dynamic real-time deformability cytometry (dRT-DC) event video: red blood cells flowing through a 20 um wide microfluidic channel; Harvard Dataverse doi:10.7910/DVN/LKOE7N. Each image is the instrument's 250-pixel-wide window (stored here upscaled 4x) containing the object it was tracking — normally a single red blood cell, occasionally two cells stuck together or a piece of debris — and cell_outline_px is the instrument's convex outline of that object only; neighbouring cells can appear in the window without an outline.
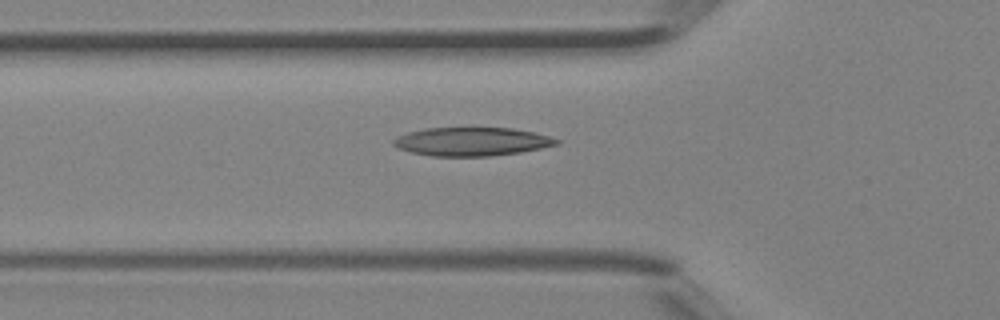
{"species": "Egyptian fruit bat (a non-hibernating species)", "species_latin": "Rousettus aegyptiacus", "temperature_condition": "room temperature", "stored_images_in_passage": 29, "camera_frame_rate_fps": 3000, "um_per_image_px": 0.085, "animal": {"sex": "female"}, "frame": {"image": 1, "passage_image": 2, "time_ms": 0.333, "image_size_px": [1000, 320], "cell_outline_px": [[560, 144], [520, 152], [492, 156], [432, 156], [412, 152], [396, 148], [392, 144], [392, 140], [396, 136], [408, 132], [424, 128], [512, 128], [532, 132], [548, 136], [560, 140]], "centroid_in_image_um": [40.06, 12.04], "position_along_channel_um": 85.7, "area_um2": 27.11}}
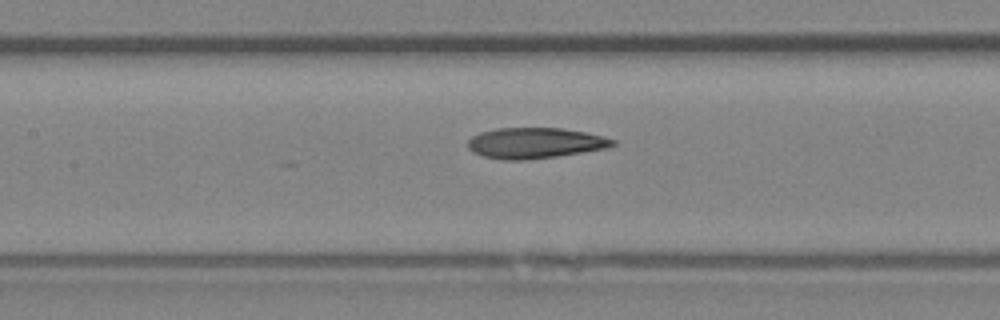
{"frame": {"image": 2, "passage_image": 7, "time_ms": 2.0, "image_size_px": [1000, 320], "cell_outline_px": [[616, 144], [608, 148], [556, 156], [524, 160], [504, 160], [484, 156], [472, 152], [468, 148], [468, 140], [472, 136], [480, 132], [496, 128], [560, 128], [584, 132], [604, 136], [616, 140]], "centroid_in_image_um": [45.47, 12.15], "position_along_channel_um": 161.9, "area_um2": 25.89}}
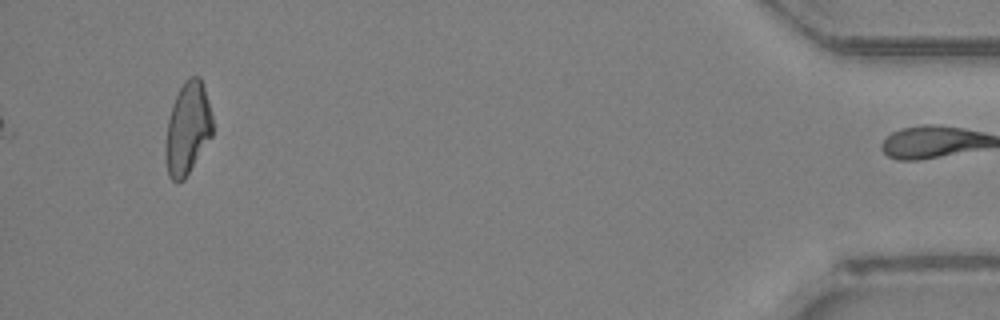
{"frame": {"image": 3, "passage_image": 29, "time_ms": 9.333, "image_size_px": [1000, 320], "cell_outline_px": [[212, 136], [184, 180], [176, 184], [168, 176], [164, 160], [164, 148], [168, 120], [172, 104], [184, 80], [188, 76], [200, 76], [204, 84], [212, 116]], "centroid_in_image_um": [15.92, 10.94], "position_along_channel_um": 419.3, "area_um2": 25.72}, "authors_computed_cell_mechanics": {"area_um2": 25.432, "velocity_mm_per_s": 4.5733, "shape_relaxation_time_tau1_ms": 7.6417, "shape_relaxation_time_tau2_ms": 4.7604, "deformation_change_tau1": 0.2258, "deformation_change_tau2": 0.145}}